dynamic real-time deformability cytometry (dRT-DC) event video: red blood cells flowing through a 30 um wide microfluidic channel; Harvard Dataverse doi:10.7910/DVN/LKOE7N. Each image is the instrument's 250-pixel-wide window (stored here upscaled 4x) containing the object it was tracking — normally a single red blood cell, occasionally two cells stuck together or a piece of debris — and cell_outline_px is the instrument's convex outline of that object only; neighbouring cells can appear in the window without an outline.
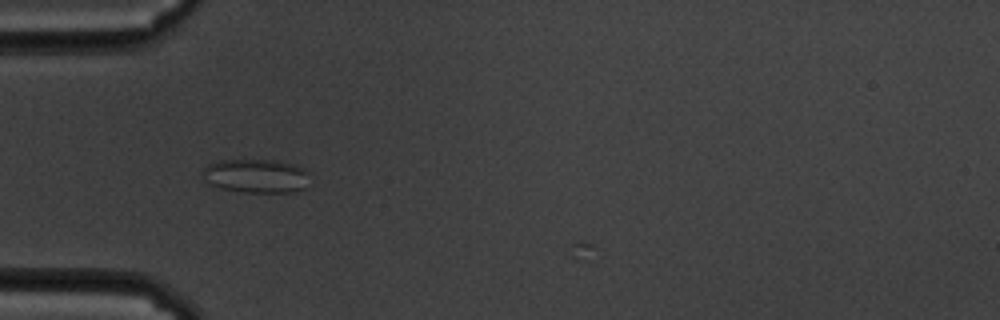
{"species": "common noctule bat (a hibernating species)", "species_latin": "Nyctalus noctula", "temperature_condition": "cold", "stored_images_in_passage": 38, "camera_frame_rate_fps": 3000, "um_per_image_px": 0.085, "animal": {"sex": "male", "body_mass_g": 19.5, "forearm_length_mm": 54.6}, "frame": {"image": 1, "passage_image": 1, "time_ms": 0.0, "image_size_px": [1000, 320], "cell_outline_px": [[308, 172], [304, 188], [296, 192], [244, 192], [220, 188], [204, 180], [204, 168], [208, 164], [220, 160], [276, 160], [292, 164], [304, 168]], "centroid_in_image_um": [21.77, 14.95], "position_along_channel_um": 63.2, "area_um2": 20.92}}
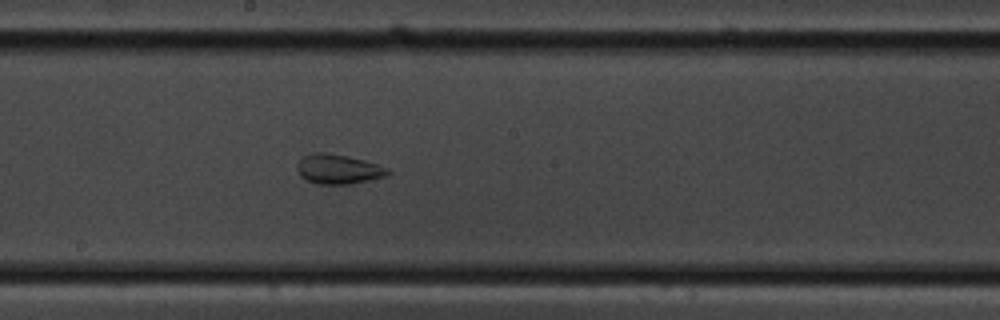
{"frame": {"image": 2, "passage_image": 15, "time_ms": 4.667, "image_size_px": [1000, 320], "cell_outline_px": [[392, 172], [384, 176], [352, 184], [316, 184], [300, 176], [296, 168], [296, 164], [304, 156], [312, 152], [324, 152], [348, 156], [364, 160], [388, 168]], "centroid_in_image_um": [28.73, 14.37], "position_along_channel_um": 219.5, "area_um2": 15.66}}
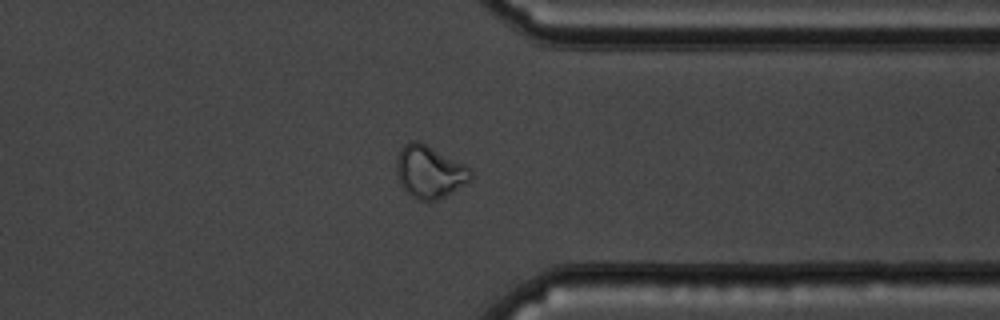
{"frame": {"image": 3, "passage_image": 29, "time_ms": 9.333, "image_size_px": [1000, 320], "cell_outline_px": [[472, 180], [452, 192], [436, 200], [420, 200], [412, 196], [400, 184], [396, 172], [396, 160], [400, 148], [408, 140], [416, 140], [464, 164], [472, 172]], "centroid_in_image_um": [36.49, 14.59], "position_along_channel_um": 374.9, "area_um2": 22.43}, "authors_computed_cell_mechanics": {"area_um2": 17.2822, "velocity_mm_per_s": 3.3837, "shape_relaxation_time_tau1_ms": null, "shape_relaxation_time_tau2_ms": 1.4015, "deformation_change_tau1": null, "deformation_change_tau2": 0.0731}}